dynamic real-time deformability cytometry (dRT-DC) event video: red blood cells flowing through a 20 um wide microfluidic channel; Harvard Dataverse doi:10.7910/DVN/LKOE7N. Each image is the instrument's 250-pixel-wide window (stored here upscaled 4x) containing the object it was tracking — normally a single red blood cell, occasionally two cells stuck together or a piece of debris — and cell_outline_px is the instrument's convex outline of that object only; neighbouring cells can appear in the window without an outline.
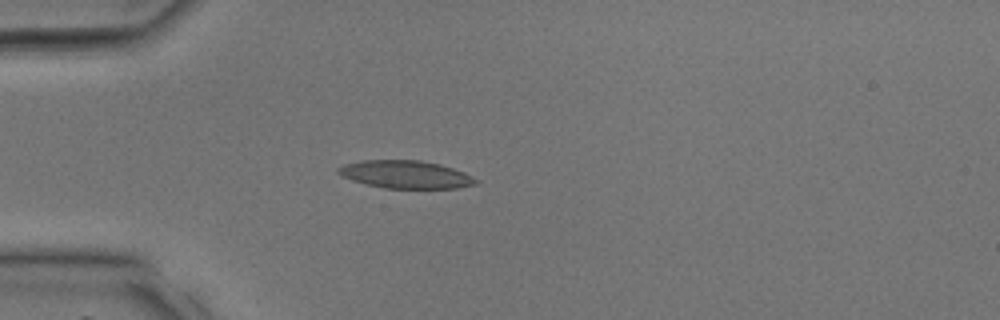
{"species": "common noctule bat (a hibernating species)", "species_latin": "Nyctalus noctula", "temperature_condition": "room temperature", "stored_images_in_passage": 29, "camera_frame_rate_fps": 3000, "um_per_image_px": 0.085, "animal": {"sex": "male", "body_mass_g": 17.9, "forearm_length_mm": 54.2}, "frame": {"image": 1, "passage_image": 1, "time_ms": 0.0, "image_size_px": [1000, 320], "cell_outline_px": [[480, 180], [476, 184], [456, 188], [384, 188], [352, 180], [336, 172], [336, 168], [344, 164], [360, 160], [420, 160], [440, 164], [464, 172]], "centroid_in_image_um": [34.48, 14.82], "position_along_channel_um": 50.5, "area_um2": 22.25}}
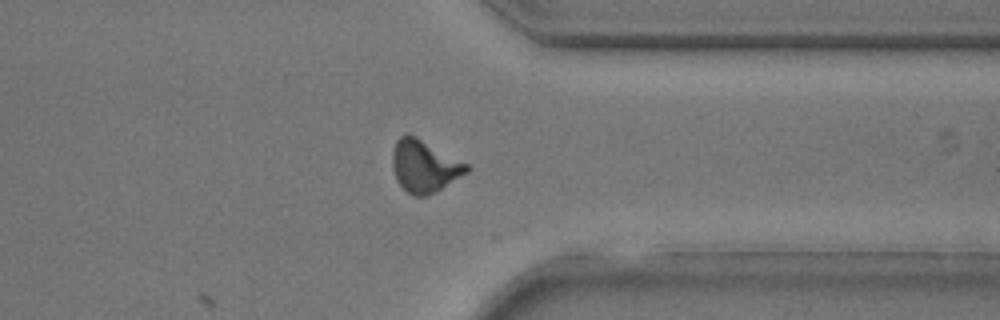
{"frame": {"image": 2, "passage_image": 20, "time_ms": 6.333, "image_size_px": [1000, 320], "cell_outline_px": [[468, 172], [436, 192], [424, 196], [412, 196], [396, 180], [392, 168], [392, 152], [396, 140], [400, 136], [416, 136], [468, 164]], "centroid_in_image_um": [36.05, 14.14], "position_along_channel_um": 375.3, "area_um2": 22.37}}
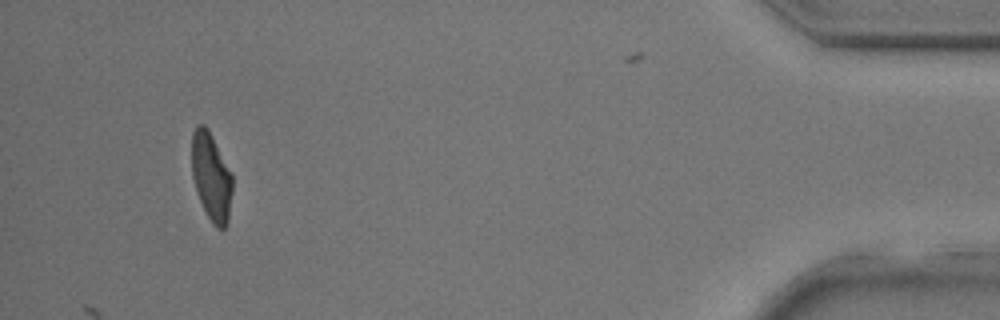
{"frame": {"image": 3, "passage_image": 26, "time_ms": 8.333, "image_size_px": [1000, 320], "cell_outline_px": [[232, 192], [228, 224], [224, 228], [216, 228], [212, 224], [200, 200], [192, 176], [192, 132], [196, 124], [204, 124], [208, 128], [232, 172]], "centroid_in_image_um": [17.97, 15.0], "position_along_channel_um": 417.2, "area_um2": 20.98}}